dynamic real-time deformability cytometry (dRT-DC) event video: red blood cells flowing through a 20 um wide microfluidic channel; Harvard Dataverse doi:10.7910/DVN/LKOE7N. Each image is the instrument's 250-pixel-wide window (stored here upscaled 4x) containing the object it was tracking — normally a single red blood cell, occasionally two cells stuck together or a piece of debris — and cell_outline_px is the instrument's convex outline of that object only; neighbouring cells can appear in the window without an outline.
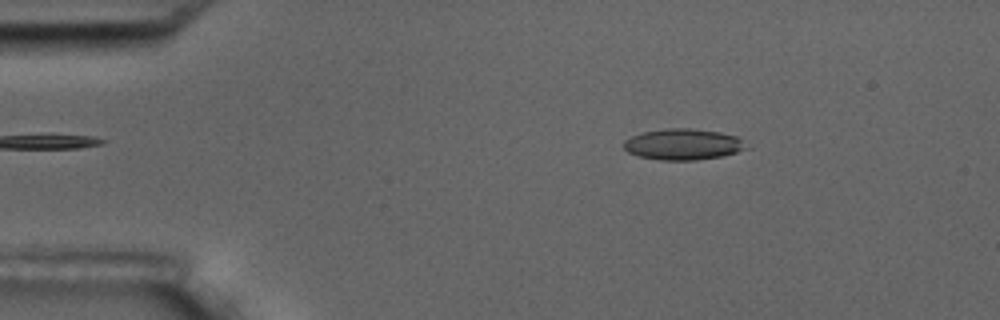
{"species": "common noctule bat (a hibernating species)", "species_latin": "Nyctalus noctula", "temperature_condition": "room temperature", "stored_images_in_passage": 4, "camera_frame_rate_fps": 3000, "um_per_image_px": 0.085, "animal": {"sex": "male", "body_mass_g": 17.5, "forearm_length_mm": 52.3}, "frame": {"image": 1, "passage_image": 2, "time_ms": 2.0, "image_size_px": [1000, 320], "cell_outline_px": [[752, 148], [720, 156], [696, 160], [660, 160], [640, 156], [628, 152], [624, 148], [624, 140], [632, 136], [644, 132], [664, 128], [692, 128], [720, 132], [736, 136]], "centroid_in_image_um": [58.09, 12.26], "position_along_channel_um": 26.9, "area_um2": 22.2}}